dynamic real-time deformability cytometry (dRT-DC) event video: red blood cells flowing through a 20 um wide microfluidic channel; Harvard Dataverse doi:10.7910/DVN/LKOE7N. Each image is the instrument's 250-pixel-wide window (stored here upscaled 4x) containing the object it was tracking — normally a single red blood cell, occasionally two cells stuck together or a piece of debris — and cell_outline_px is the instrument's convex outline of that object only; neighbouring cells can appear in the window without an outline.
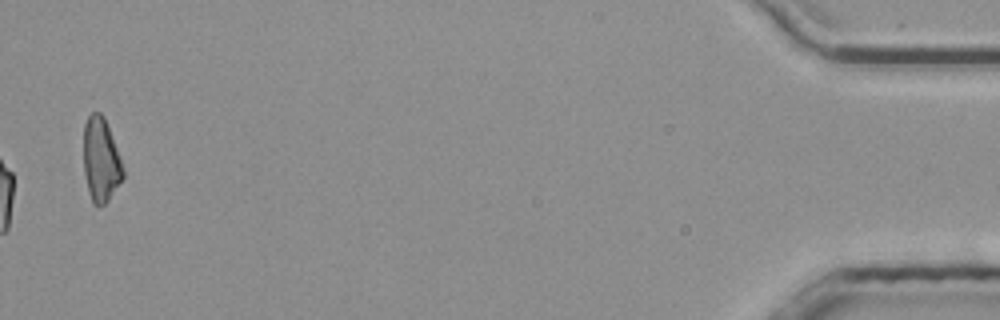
{"species": "common noctule bat (a hibernating species)", "species_latin": "Nyctalus noctula", "temperature_condition": "room temperature", "stored_images_in_passage": 38, "camera_frame_rate_fps": 3000, "um_per_image_px": 0.085, "animal": {"sex": "male", "body_mass_g": 20.4}, "frame": {"image": 1, "passage_image": 38, "time_ms": 12.333, "image_size_px": [1000, 320], "cell_outline_px": [[124, 176], [108, 200], [100, 208], [92, 204], [88, 192], [84, 172], [84, 124], [88, 116], [92, 112], [100, 112], [104, 116], [124, 168]], "centroid_in_image_um": [8.56, 13.61], "position_along_channel_um": 426.6, "area_um2": 19.36}, "authors_computed_cell_mechanics": {"area_um2": 18.8139, "velocity_mm_per_s": 3.8745, "shape_relaxation_time_tau1_ms": 6.2987, "shape_relaxation_time_tau2_ms": 0.8118, "deformation_change_tau1": 0.1536, "deformation_change_tau2": 0.0512}}